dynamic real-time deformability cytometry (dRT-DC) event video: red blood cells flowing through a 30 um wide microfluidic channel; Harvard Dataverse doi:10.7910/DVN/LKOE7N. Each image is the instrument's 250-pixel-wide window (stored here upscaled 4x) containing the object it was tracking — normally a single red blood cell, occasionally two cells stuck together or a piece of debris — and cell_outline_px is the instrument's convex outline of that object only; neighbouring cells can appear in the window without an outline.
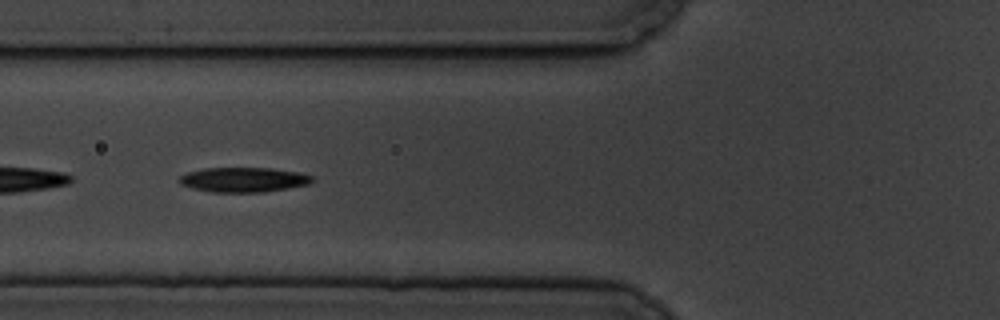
{"species": "common noctule bat (a hibernating species)", "species_latin": "Nyctalus noctula", "temperature_condition": "cold", "stored_images_in_passage": 9, "camera_frame_rate_fps": 3000, "um_per_image_px": 0.085, "animal": {"sex": "male", "body_mass_g": 19.5, "forearm_length_mm": 54.6}, "frame": {"image": 1, "passage_image": 6, "time_ms": 5.667, "image_size_px": [1000, 320], "cell_outline_px": [[312, 180], [308, 184], [288, 188], [264, 192], [212, 192], [192, 188], [180, 184], [180, 176], [188, 172], [204, 168], [272, 168], [300, 172], [312, 176]], "centroid_in_image_um": [20.7, 15.27], "position_along_channel_um": 105.1, "area_um2": 19.07}}
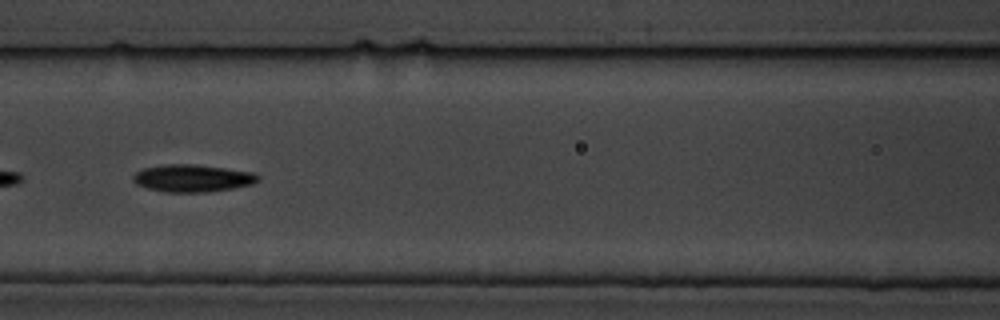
{"frame": {"image": 2, "passage_image": 7, "time_ms": 7.0, "image_size_px": [1000, 320], "cell_outline_px": [[260, 180], [252, 184], [232, 188], [208, 192], [164, 192], [148, 188], [136, 184], [132, 180], [132, 176], [136, 172], [144, 168], [168, 164], [192, 164], [224, 168], [252, 172], [260, 176]], "centroid_in_image_um": [16.35, 15.15], "position_along_channel_um": 150.2, "area_um2": 19.83}}
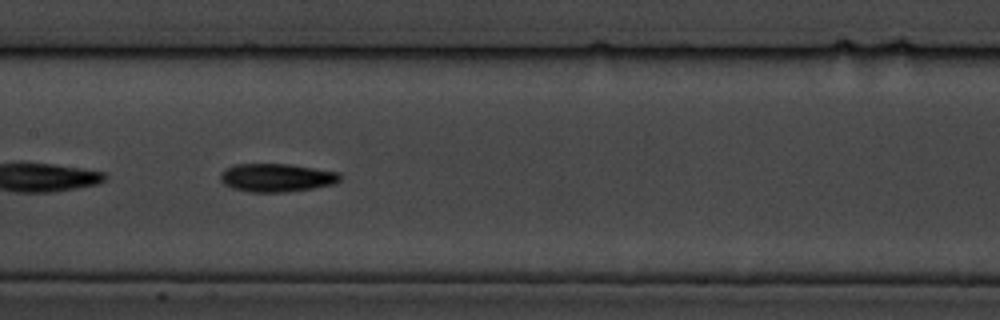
{"frame": {"image": 3, "passage_image": 8, "time_ms": 8.0, "image_size_px": [1000, 320], "cell_outline_px": [[340, 180], [336, 184], [312, 188], [284, 192], [252, 192], [232, 188], [224, 184], [220, 180], [220, 172], [224, 168], [236, 164], [288, 164], [340, 172]], "centroid_in_image_um": [23.49, 15.1], "position_along_channel_um": 183.9, "area_um2": 19.77}}